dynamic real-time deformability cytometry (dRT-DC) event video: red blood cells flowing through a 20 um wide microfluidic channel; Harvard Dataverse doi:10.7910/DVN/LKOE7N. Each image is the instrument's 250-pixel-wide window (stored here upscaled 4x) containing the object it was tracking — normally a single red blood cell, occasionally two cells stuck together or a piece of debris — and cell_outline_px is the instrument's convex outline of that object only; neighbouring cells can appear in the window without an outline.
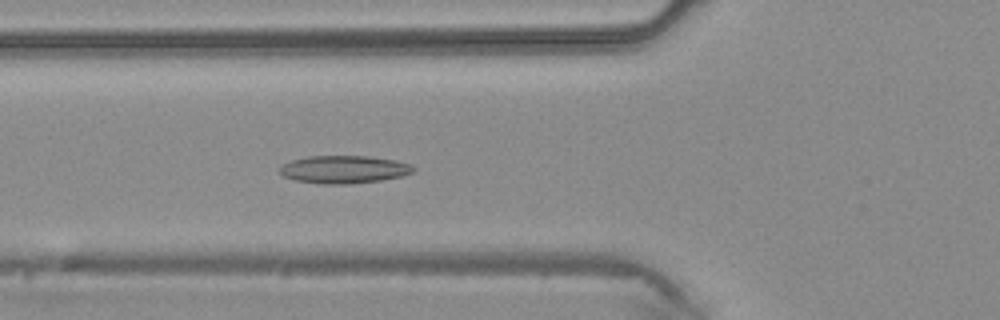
{"species": "common noctule bat (a hibernating species)", "species_latin": "Nyctalus noctula", "temperature_condition": "warm", "stored_images_in_passage": 40, "camera_frame_rate_fps": 3000, "um_per_image_px": 0.085, "animal": {"sex": "male", "body_mass_g": 20.4}, "frame": {"image": 1, "passage_image": 13, "time_ms": 4.0, "image_size_px": [1000, 320], "cell_outline_px": [[416, 172], [400, 176], [380, 180], [352, 184], [320, 184], [296, 180], [284, 176], [280, 172], [280, 164], [292, 160], [308, 156], [368, 156], [396, 160], [412, 164], [416, 168]], "centroid_in_image_um": [29.26, 14.4], "position_along_channel_um": 96.5, "area_um2": 21.79}}
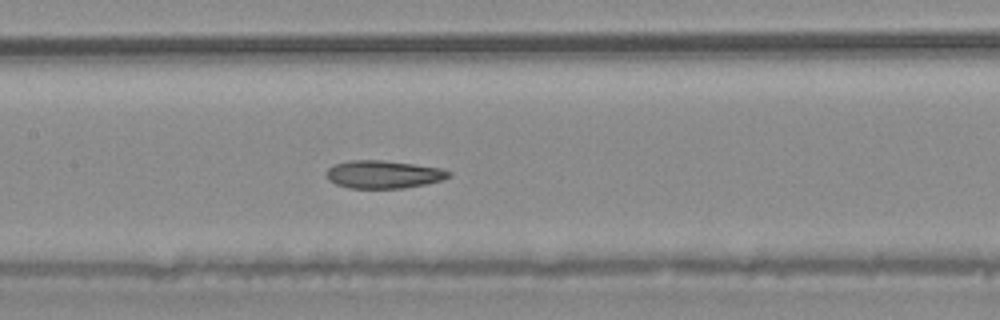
{"frame": {"image": 2, "passage_image": 18, "time_ms": 5.667, "image_size_px": [1000, 320], "cell_outline_px": [[452, 176], [444, 180], [404, 188], [348, 188], [336, 184], [328, 180], [324, 172], [332, 164], [348, 160], [380, 160], [412, 164], [440, 168], [452, 172]], "centroid_in_image_um": [32.56, 14.82], "position_along_channel_um": 174.8, "area_um2": 20.06}}
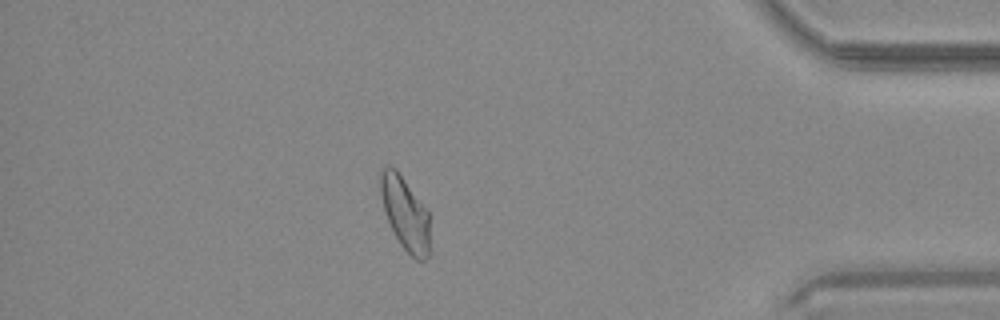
{"frame": {"image": 3, "passage_image": 35, "time_ms": 11.333, "image_size_px": [1000, 320], "cell_outline_px": [[428, 256], [424, 260], [416, 260], [400, 244], [384, 212], [380, 196], [380, 172], [388, 164], [396, 168], [428, 212]], "centroid_in_image_um": [34.4, 18.1], "position_along_channel_um": 400.8, "area_um2": 20.63}}